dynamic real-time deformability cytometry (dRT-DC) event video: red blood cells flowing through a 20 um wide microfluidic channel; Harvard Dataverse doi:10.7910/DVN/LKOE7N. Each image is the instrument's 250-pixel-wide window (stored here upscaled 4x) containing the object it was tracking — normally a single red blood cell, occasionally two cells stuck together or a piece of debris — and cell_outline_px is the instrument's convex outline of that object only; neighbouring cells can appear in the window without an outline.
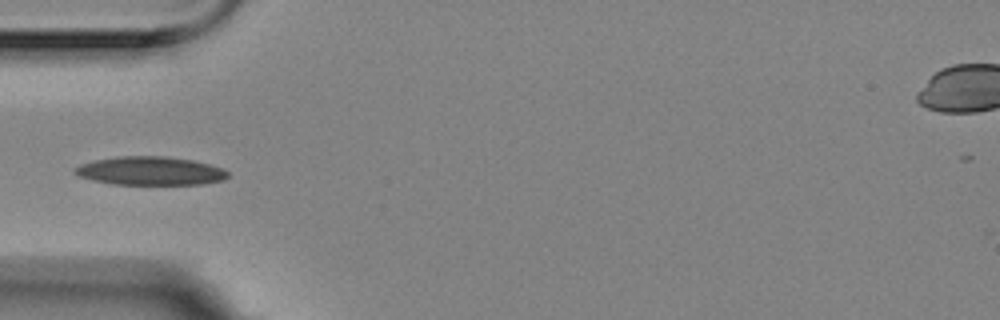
{"species": "Egyptian fruit bat (a non-hibernating species)", "species_latin": "Rousettus aegyptiacus", "temperature_condition": "room temperature", "stored_images_in_passage": 5, "camera_frame_rate_fps": 3000, "um_per_image_px": 0.085, "animal": {"sex": "female"}, "frame": {"image": 1, "passage_image": 5, "time_ms": 1.333, "image_size_px": [1000, 320], "cell_outline_px": [[228, 176], [224, 180], [204, 184], [112, 184], [92, 180], [80, 176], [72, 172], [80, 164], [96, 160], [120, 156], [168, 156], [192, 160], [224, 168], [228, 172]], "centroid_in_image_um": [12.8, 14.52], "position_along_channel_um": 72.2, "area_um2": 25.37}}